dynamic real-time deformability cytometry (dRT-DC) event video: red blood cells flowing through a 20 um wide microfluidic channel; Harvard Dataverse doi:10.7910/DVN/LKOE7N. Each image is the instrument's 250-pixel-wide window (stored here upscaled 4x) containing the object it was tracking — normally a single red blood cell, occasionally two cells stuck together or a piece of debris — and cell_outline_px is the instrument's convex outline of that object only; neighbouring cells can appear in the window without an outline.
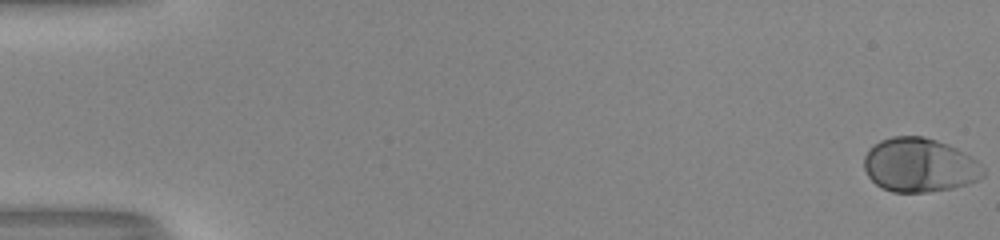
{"species": "human", "species_latin": "Homo sapiens", "temperature_condition": "room temperature", "stored_images_in_passage": 54, "camera_frame_rate_fps": 3000, "um_per_image_px": 0.085, "donor": {"sex": "male"}, "frame": {"image": 1, "passage_image": 1, "time_ms": 0.0, "image_size_px": [1000, 240], "cell_outline_px": [[984, 176], [976, 180], [952, 188], [928, 192], [892, 192], [880, 188], [868, 176], [864, 168], [864, 156], [868, 148], [880, 140], [892, 136], [924, 136], [948, 144], [956, 148], [976, 160], [984, 168]], "centroid_in_image_um": [78.12, 14.03], "position_along_channel_um": 6.9, "area_um2": 37.57}}
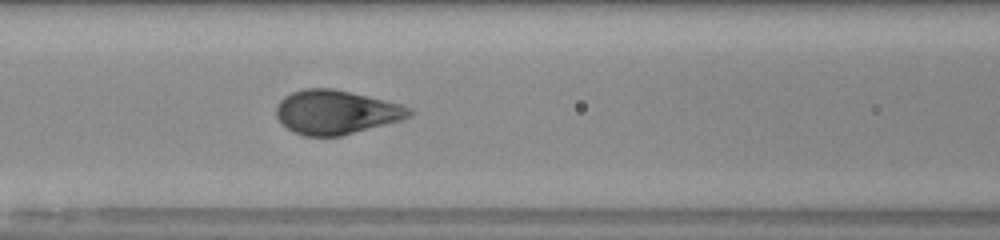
{"frame": {"image": 2, "passage_image": 25, "time_ms": 8.0, "image_size_px": [1000, 240], "cell_outline_px": [[416, 112], [412, 116], [404, 120], [340, 136], [304, 136], [292, 132], [276, 116], [276, 108], [280, 100], [284, 96], [292, 92], [304, 88], [332, 88], [384, 100], [400, 104], [412, 108]], "centroid_in_image_um": [28.6, 9.54], "position_along_channel_um": 138.0, "area_um2": 34.28}}
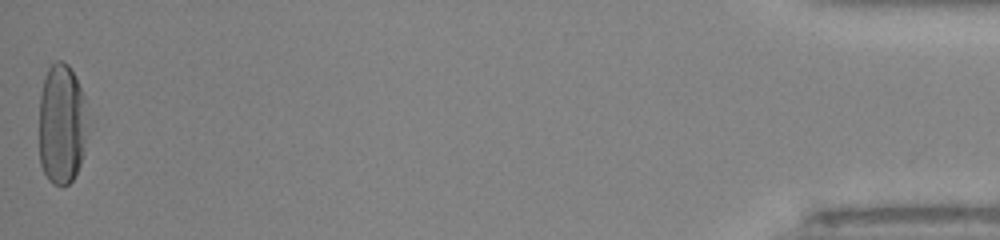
{"frame": {"image": 3, "passage_image": 54, "time_ms": 17.667, "image_size_px": [1000, 240], "cell_outline_px": [[84, 152], [80, 164], [72, 180], [68, 184], [60, 188], [52, 184], [48, 180], [40, 164], [40, 92], [44, 76], [48, 68], [56, 60], [60, 60], [68, 64], [84, 96]], "centroid_in_image_um": [5.2, 10.58], "position_along_channel_um": 430.0, "area_um2": 33.7}, "authors_computed_cell_mechanics": {"area_um2": 35.3736, "velocity_mm_per_s": 3.9932, "shape_relaxation_time_tau1_ms": 3.5106, "shape_relaxation_time_tau2_ms": null, "deformation_change_tau1": 0.1829, "deformation_change_tau2": null}}